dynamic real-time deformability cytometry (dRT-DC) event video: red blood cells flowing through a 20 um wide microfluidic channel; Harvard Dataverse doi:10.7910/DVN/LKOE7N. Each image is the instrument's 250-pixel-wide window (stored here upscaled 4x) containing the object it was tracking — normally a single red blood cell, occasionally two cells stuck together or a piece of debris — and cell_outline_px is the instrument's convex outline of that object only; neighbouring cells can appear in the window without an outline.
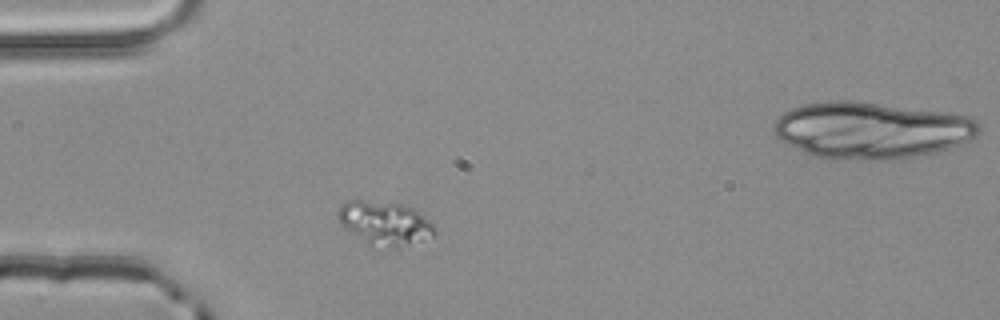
{"species": "common noctule bat (a hibernating species)", "species_latin": "Nyctalus noctula", "temperature_condition": "room temperature", "stored_images_in_passage": 2, "camera_frame_rate_fps": 3000, "um_per_image_px": 0.085, "animal": {"sex": "male", "body_mass_g": 20.4}, "frame": {"image": 1, "passage_image": 1, "time_ms": 0.0, "image_size_px": [1000, 320], "cell_outline_px": [[436, 232], [432, 236], [396, 248], [372, 248], [344, 228], [340, 224], [336, 216], [336, 212], [340, 204], [348, 200], [360, 200], [400, 204], [416, 208], [432, 224]], "centroid_in_image_um": [32.64, 18.98], "position_along_channel_um": 52.4, "area_um2": 24.97}}